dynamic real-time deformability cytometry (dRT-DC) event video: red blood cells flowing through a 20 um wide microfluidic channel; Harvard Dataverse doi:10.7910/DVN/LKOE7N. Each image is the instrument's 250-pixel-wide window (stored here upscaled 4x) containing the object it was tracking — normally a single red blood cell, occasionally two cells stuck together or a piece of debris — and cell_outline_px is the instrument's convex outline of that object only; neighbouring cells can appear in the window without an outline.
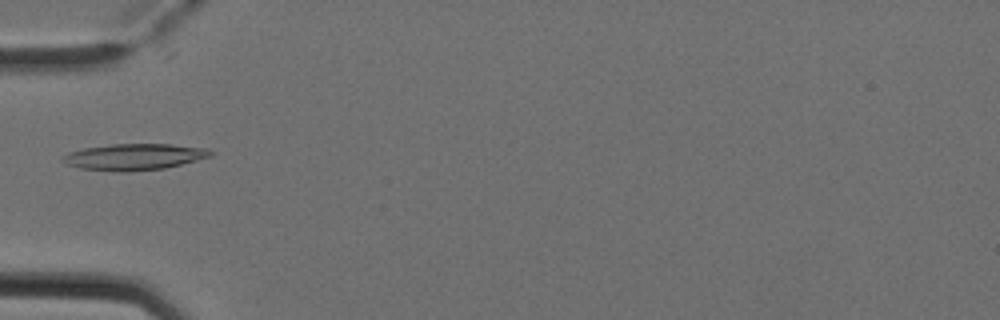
{"species": "Egyptian fruit bat (a non-hibernating species)", "species_latin": "Rousettus aegyptiacus", "temperature_condition": "cold", "stored_images_in_passage": 6, "camera_frame_rate_fps": 3000, "um_per_image_px": 0.085, "animal": {"sex": "female"}, "frame": {"image": 1, "passage_image": 6, "time_ms": 1.667, "image_size_px": [1000, 320], "cell_outline_px": [[212, 156], [164, 168], [128, 172], [120, 172], [80, 168], [68, 164], [60, 160], [68, 152], [84, 148], [112, 144], [172, 144], [208, 148], [212, 152]], "centroid_in_image_um": [11.41, 13.33], "position_along_channel_um": 73.6, "area_um2": 22.6}}